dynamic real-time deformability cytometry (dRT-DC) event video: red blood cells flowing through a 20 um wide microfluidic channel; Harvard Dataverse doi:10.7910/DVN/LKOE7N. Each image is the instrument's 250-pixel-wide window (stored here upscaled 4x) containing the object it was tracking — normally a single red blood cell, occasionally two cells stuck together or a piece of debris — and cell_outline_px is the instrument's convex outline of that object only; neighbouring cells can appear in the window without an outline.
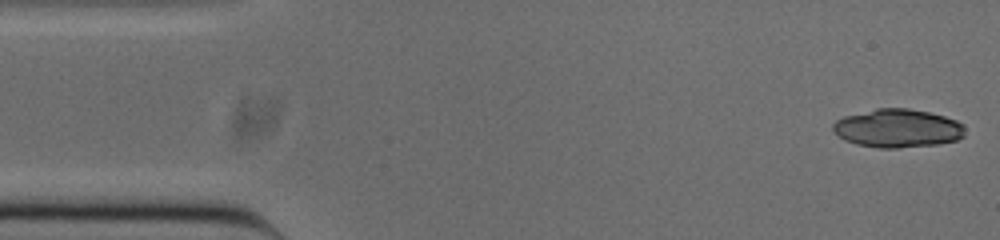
{"species": "common noctule bat (a hibernating species)", "species_latin": "Nyctalus noctula", "temperature_condition": "cold", "stored_images_in_passage": 50, "camera_frame_rate_fps": 3000, "um_per_image_px": 0.085, "animal": {"sex": "male", "body_mass_g": 20.0, "forearm_length_mm": 53.3}, "frame": {"image": 1, "passage_image": 1, "time_ms": 0.0, "image_size_px": [1000, 240], "cell_outline_px": [[964, 136], [956, 140], [936, 144], [896, 148], [880, 148], [856, 144], [844, 140], [832, 128], [832, 124], [836, 120], [844, 116], [876, 108], [908, 108], [928, 112], [944, 116], [956, 120], [964, 124]], "centroid_in_image_um": [76.3, 10.9], "position_along_channel_um": 8.7, "area_um2": 29.48}, "authors_computed_cell_mechanics": {"area_um2": 25.0563, "velocity_mm_per_s": 3.8961, "shape_relaxation_time_tau1_ms": 7.8736, "shape_relaxation_time_tau2_ms": 2.2679, "deformation_change_tau1": 0.1976, "deformation_change_tau2": 0.0772}}